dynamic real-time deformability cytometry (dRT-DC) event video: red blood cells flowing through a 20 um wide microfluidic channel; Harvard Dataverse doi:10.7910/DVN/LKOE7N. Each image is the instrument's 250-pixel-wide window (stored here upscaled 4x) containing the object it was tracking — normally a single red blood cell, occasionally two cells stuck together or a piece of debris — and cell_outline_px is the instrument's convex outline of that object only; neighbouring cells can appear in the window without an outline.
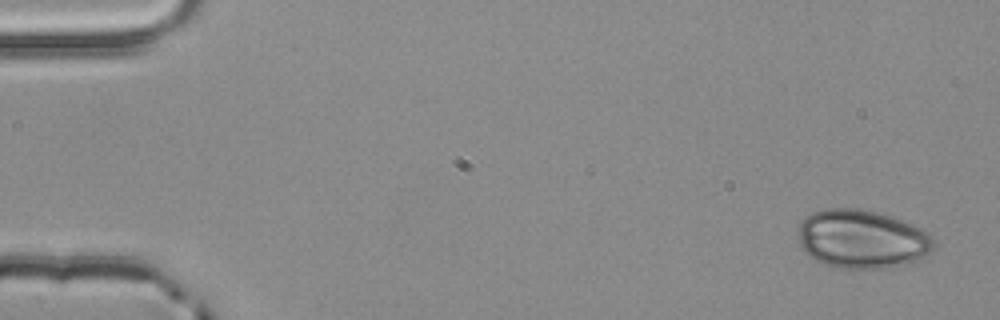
{"species": "common noctule bat (a hibernating species)", "species_latin": "Nyctalus noctula", "temperature_condition": "room temperature", "stored_images_in_passage": 3, "camera_frame_rate_fps": 3000, "um_per_image_px": 0.085, "animal": {"sex": "male", "body_mass_g": 20.4}, "frame": {"image": 1, "passage_image": 1, "time_ms": 0.0, "image_size_px": [1000, 320], "cell_outline_px": [[936, 244], [924, 256], [916, 260], [904, 264], [888, 268], [840, 268], [824, 264], [816, 260], [804, 252], [800, 248], [800, 220], [804, 216], [812, 212], [828, 208], [860, 208], [892, 216], [912, 224], [928, 232], [932, 236]], "centroid_in_image_um": [73.25, 20.31], "position_along_channel_um": 11.7, "area_um2": 46.41}}